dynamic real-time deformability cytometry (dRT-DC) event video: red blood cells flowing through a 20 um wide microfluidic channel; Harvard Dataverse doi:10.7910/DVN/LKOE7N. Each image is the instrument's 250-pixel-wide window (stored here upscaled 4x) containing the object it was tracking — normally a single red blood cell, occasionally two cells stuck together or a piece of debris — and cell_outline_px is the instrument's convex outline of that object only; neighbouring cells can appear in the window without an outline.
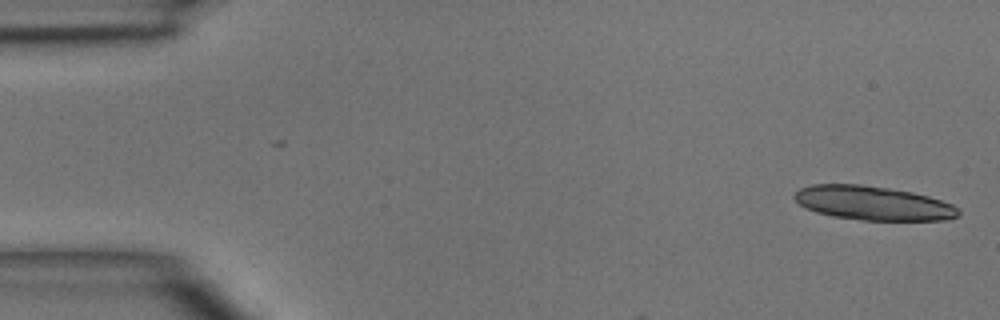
{"species": "common noctule bat (a hibernating species)", "species_latin": "Nyctalus noctula", "temperature_condition": "room temperature", "stored_images_in_passage": 6, "segment_of_instrument_passage": [2, 2], "camera_frame_rate_fps": 3000, "um_per_image_px": 0.085, "animal": {"sex": "male", "body_mass_g": 15.6}, "frame": {"image": 1, "passage_image": 6, "time_ms": 6.0, "image_size_px": [1000, 320], "cell_outline_px": [[960, 212], [956, 216], [948, 220], [860, 220], [832, 216], [816, 212], [800, 204], [792, 196], [800, 188], [812, 184], [860, 184], [888, 188], [912, 192], [928, 196], [952, 204]], "centroid_in_image_um": [74.18, 17.26], "position_along_channel_um": 10.8, "area_um2": 32.37}}